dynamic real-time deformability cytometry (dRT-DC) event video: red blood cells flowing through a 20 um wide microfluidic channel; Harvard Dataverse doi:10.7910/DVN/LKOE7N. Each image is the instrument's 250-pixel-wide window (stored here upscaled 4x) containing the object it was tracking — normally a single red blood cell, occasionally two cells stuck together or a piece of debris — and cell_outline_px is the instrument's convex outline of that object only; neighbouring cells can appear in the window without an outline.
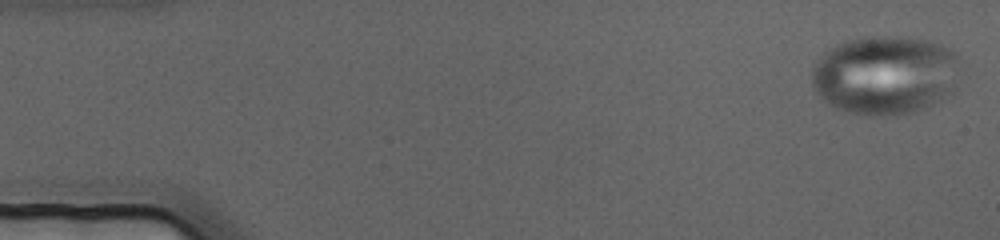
{"species": "human", "species_latin": "Homo sapiens", "temperature_condition": "cold", "stored_images_in_passage": 61, "camera_frame_rate_fps": 3000, "um_per_image_px": 0.085, "donor": {"sex": "female"}, "frame": {"image": 1, "passage_image": 2, "time_ms": 0.333, "image_size_px": [1000, 240], "cell_outline_px": [[956, 60], [952, 92], [940, 100], [912, 112], [888, 116], [864, 116], [848, 112], [836, 108], [820, 96], [812, 88], [812, 68], [816, 60], [824, 52], [836, 44], [844, 40], [860, 36], [900, 36], [928, 40], [940, 44], [948, 48], [956, 56]], "centroid_in_image_um": [75.14, 6.36], "position_along_channel_um": 9.9, "area_um2": 68.2}}
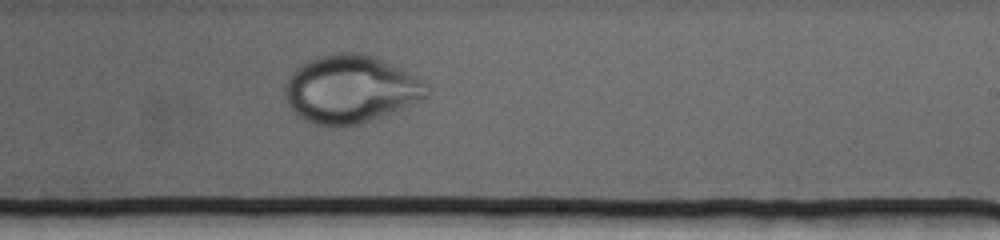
{"frame": {"image": 2, "passage_image": 43, "time_ms": 14.0, "image_size_px": [1000, 240], "cell_outline_px": [[432, 88], [428, 96], [400, 112], [344, 128], [328, 128], [304, 120], [296, 116], [288, 104], [284, 96], [284, 84], [292, 72], [296, 68], [308, 60], [320, 56], [336, 52], [364, 52], [376, 56], [424, 80]], "centroid_in_image_um": [29.83, 7.61], "position_along_channel_um": 259.2, "area_um2": 57.63}}
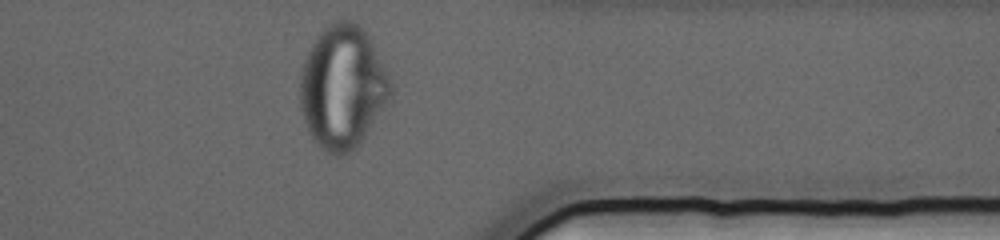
{"frame": {"image": 3, "passage_image": 57, "time_ms": 18.667, "image_size_px": [1000, 240], "cell_outline_px": [[392, 96], [356, 148], [340, 156], [336, 156], [320, 148], [312, 140], [308, 132], [300, 112], [300, 72], [304, 60], [316, 36], [324, 28], [336, 20], [352, 20], [364, 28], [372, 36], [392, 84]], "centroid_in_image_um": [29.12, 7.38], "position_along_channel_um": 382.3, "area_um2": 65.78}}